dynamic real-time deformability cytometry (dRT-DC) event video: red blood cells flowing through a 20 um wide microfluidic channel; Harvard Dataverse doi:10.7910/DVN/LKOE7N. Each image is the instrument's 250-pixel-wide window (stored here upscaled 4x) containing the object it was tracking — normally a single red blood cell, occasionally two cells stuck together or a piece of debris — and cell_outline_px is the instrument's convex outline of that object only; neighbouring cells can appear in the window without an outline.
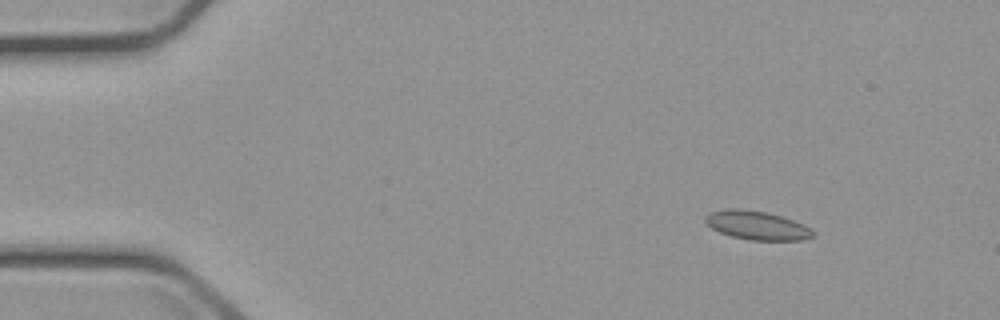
{"species": "common noctule bat (a hibernating species)", "species_latin": "Nyctalus noctula", "temperature_condition": "cold", "stored_images_in_passage": 6, "camera_frame_rate_fps": 3000, "um_per_image_px": 0.085, "animal": {"sex": "male", "body_mass_g": 23.1, "forearm_length_mm": 52.7}, "frame": {"image": 1, "passage_image": 1, "time_ms": 0.0, "image_size_px": [1000, 320], "cell_outline_px": [[816, 232], [812, 236], [804, 240], [748, 240], [732, 236], [720, 232], [712, 228], [704, 220], [704, 216], [712, 212], [724, 208], [740, 208], [768, 212], [784, 216], [804, 224], [812, 228]], "centroid_in_image_um": [64.37, 19.14], "position_along_channel_um": 20.6, "area_um2": 18.32}}
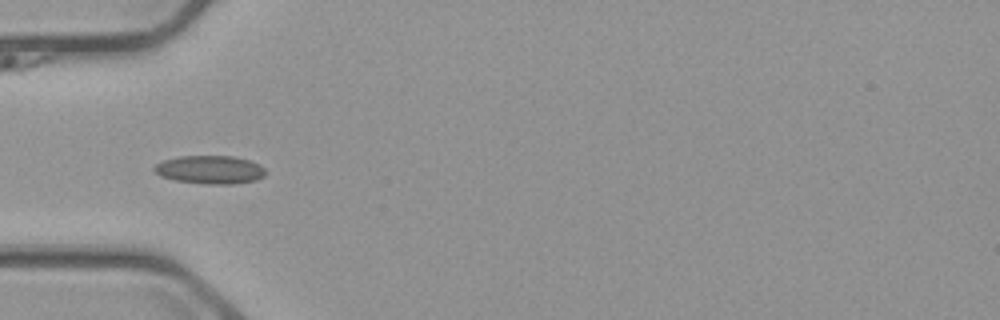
{"frame": {"image": 2, "passage_image": 4, "time_ms": 3.667, "image_size_px": [1000, 320], "cell_outline_px": [[264, 176], [256, 180], [232, 184], [204, 184], [176, 180], [160, 176], [152, 168], [156, 164], [164, 160], [180, 156], [232, 156], [248, 160], [260, 164], [264, 168]], "centroid_in_image_um": [17.84, 14.42], "position_along_channel_um": 67.2, "area_um2": 18.26}}
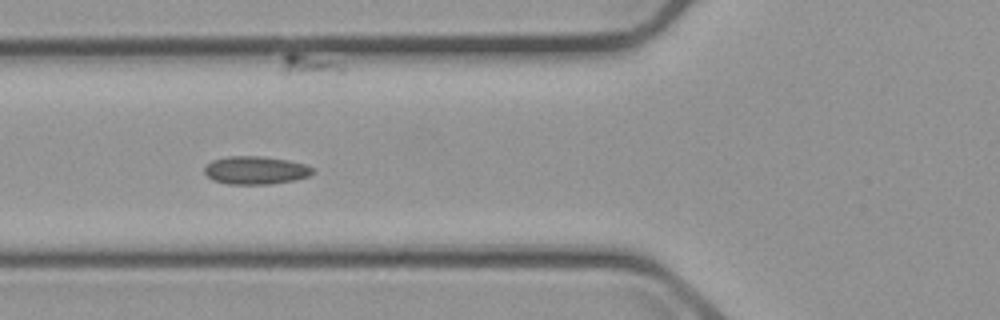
{"frame": {"image": 3, "passage_image": 5, "time_ms": 4.667, "image_size_px": [1000, 320], "cell_outline_px": [[316, 172], [308, 176], [296, 180], [272, 184], [228, 184], [212, 180], [204, 172], [204, 164], [212, 160], [228, 156], [264, 156], [288, 160], [304, 164], [312, 168]], "centroid_in_image_um": [21.71, 14.47], "position_along_channel_um": 104.1, "area_um2": 17.92}}